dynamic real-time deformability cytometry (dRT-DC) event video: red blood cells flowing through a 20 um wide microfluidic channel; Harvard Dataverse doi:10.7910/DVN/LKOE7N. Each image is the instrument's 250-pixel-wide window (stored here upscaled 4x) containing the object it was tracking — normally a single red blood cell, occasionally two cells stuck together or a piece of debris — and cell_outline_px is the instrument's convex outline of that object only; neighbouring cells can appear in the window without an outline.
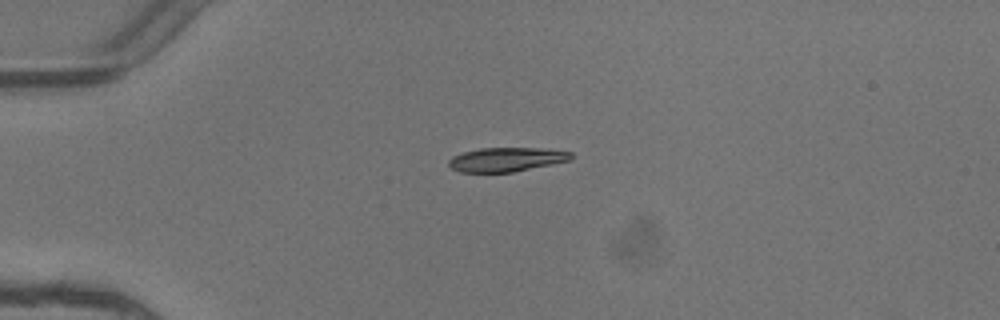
{"species": "common noctule bat (a hibernating species)", "species_latin": "Nyctalus noctula", "temperature_condition": "warm", "stored_images_in_passage": 2, "camera_frame_rate_fps": 3000, "um_per_image_px": 0.085, "animal": {"sex": "female"}, "frame": {"image": 1, "passage_image": 1, "time_ms": 0.0, "image_size_px": [1000, 320], "cell_outline_px": [[572, 156], [568, 160], [552, 164], [512, 172], [460, 172], [452, 168], [448, 164], [448, 160], [452, 156], [464, 152], [480, 148], [540, 148], [572, 152]], "centroid_in_image_um": [43.01, 13.55], "position_along_channel_um": 42.0, "area_um2": 16.99}}